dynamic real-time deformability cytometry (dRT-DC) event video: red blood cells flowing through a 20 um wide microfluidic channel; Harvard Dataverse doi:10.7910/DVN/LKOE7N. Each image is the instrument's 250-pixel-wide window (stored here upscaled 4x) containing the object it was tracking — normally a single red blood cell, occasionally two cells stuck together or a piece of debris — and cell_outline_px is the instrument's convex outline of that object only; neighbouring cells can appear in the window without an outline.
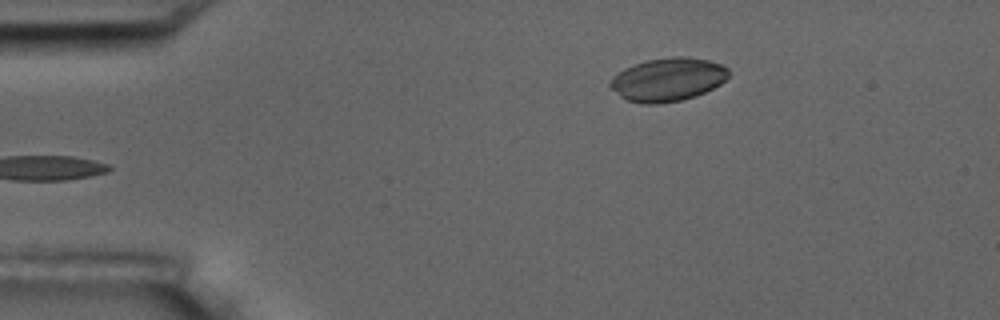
{"species": "common noctule bat (a hibernating species)", "species_latin": "Nyctalus noctula", "temperature_condition": "room temperature", "stored_images_in_passage": 4, "camera_frame_rate_fps": 3000, "um_per_image_px": 0.085, "animal": {"sex": "male", "body_mass_g": 17.5, "forearm_length_mm": 52.3}, "frame": {"image": 1, "passage_image": 4, "time_ms": 4.333, "image_size_px": [1000, 320], "cell_outline_px": [[728, 76], [720, 84], [696, 96], [680, 100], [656, 104], [644, 104], [628, 100], [620, 96], [608, 84], [608, 80], [612, 76], [624, 68], [648, 60], [672, 56], [684, 56], [708, 60], [720, 64], [728, 68]], "centroid_in_image_um": [56.74, 6.75], "position_along_channel_um": 28.3, "area_um2": 29.77}}